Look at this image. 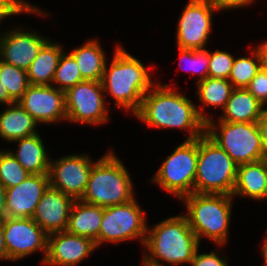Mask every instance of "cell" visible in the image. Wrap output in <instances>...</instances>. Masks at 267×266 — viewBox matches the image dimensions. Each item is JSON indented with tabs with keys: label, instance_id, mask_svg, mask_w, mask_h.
Returning a JSON list of instances; mask_svg holds the SVG:
<instances>
[{
	"label": "cell",
	"instance_id": "obj_1",
	"mask_svg": "<svg viewBox=\"0 0 267 266\" xmlns=\"http://www.w3.org/2000/svg\"><path fill=\"white\" fill-rule=\"evenodd\" d=\"M133 116L149 128L187 131L184 140L198 139L205 133L206 123L198 115L196 104L171 84L157 81Z\"/></svg>",
	"mask_w": 267,
	"mask_h": 266
},
{
	"label": "cell",
	"instance_id": "obj_2",
	"mask_svg": "<svg viewBox=\"0 0 267 266\" xmlns=\"http://www.w3.org/2000/svg\"><path fill=\"white\" fill-rule=\"evenodd\" d=\"M200 243L183 214L168 217L147 226L142 266L190 265Z\"/></svg>",
	"mask_w": 267,
	"mask_h": 266
},
{
	"label": "cell",
	"instance_id": "obj_3",
	"mask_svg": "<svg viewBox=\"0 0 267 266\" xmlns=\"http://www.w3.org/2000/svg\"><path fill=\"white\" fill-rule=\"evenodd\" d=\"M110 66L105 65L102 85L117 108L133 115L139 110L144 95L157 83L152 81L145 65L126 51L122 44L115 45Z\"/></svg>",
	"mask_w": 267,
	"mask_h": 266
},
{
	"label": "cell",
	"instance_id": "obj_4",
	"mask_svg": "<svg viewBox=\"0 0 267 266\" xmlns=\"http://www.w3.org/2000/svg\"><path fill=\"white\" fill-rule=\"evenodd\" d=\"M233 200L232 195L195 192L180 200L186 209L183 215L199 242L204 237L219 248L228 243Z\"/></svg>",
	"mask_w": 267,
	"mask_h": 266
},
{
	"label": "cell",
	"instance_id": "obj_5",
	"mask_svg": "<svg viewBox=\"0 0 267 266\" xmlns=\"http://www.w3.org/2000/svg\"><path fill=\"white\" fill-rule=\"evenodd\" d=\"M128 169L113 149L94 162L80 200L101 207L120 205L137 198Z\"/></svg>",
	"mask_w": 267,
	"mask_h": 266
},
{
	"label": "cell",
	"instance_id": "obj_6",
	"mask_svg": "<svg viewBox=\"0 0 267 266\" xmlns=\"http://www.w3.org/2000/svg\"><path fill=\"white\" fill-rule=\"evenodd\" d=\"M238 165L206 133L198 138L194 192L232 195Z\"/></svg>",
	"mask_w": 267,
	"mask_h": 266
},
{
	"label": "cell",
	"instance_id": "obj_7",
	"mask_svg": "<svg viewBox=\"0 0 267 266\" xmlns=\"http://www.w3.org/2000/svg\"><path fill=\"white\" fill-rule=\"evenodd\" d=\"M205 133L239 166L266 159L257 122L207 121Z\"/></svg>",
	"mask_w": 267,
	"mask_h": 266
},
{
	"label": "cell",
	"instance_id": "obj_8",
	"mask_svg": "<svg viewBox=\"0 0 267 266\" xmlns=\"http://www.w3.org/2000/svg\"><path fill=\"white\" fill-rule=\"evenodd\" d=\"M197 161L198 139L184 140L165 158L150 181L180 201L194 193Z\"/></svg>",
	"mask_w": 267,
	"mask_h": 266
},
{
	"label": "cell",
	"instance_id": "obj_9",
	"mask_svg": "<svg viewBox=\"0 0 267 266\" xmlns=\"http://www.w3.org/2000/svg\"><path fill=\"white\" fill-rule=\"evenodd\" d=\"M144 213L136 198L124 204L103 207L99 237L95 241L97 248L105 243L129 240H139L143 246L149 225Z\"/></svg>",
	"mask_w": 267,
	"mask_h": 266
},
{
	"label": "cell",
	"instance_id": "obj_10",
	"mask_svg": "<svg viewBox=\"0 0 267 266\" xmlns=\"http://www.w3.org/2000/svg\"><path fill=\"white\" fill-rule=\"evenodd\" d=\"M66 122L101 125L110 119L101 81L84 80L65 91Z\"/></svg>",
	"mask_w": 267,
	"mask_h": 266
},
{
	"label": "cell",
	"instance_id": "obj_11",
	"mask_svg": "<svg viewBox=\"0 0 267 266\" xmlns=\"http://www.w3.org/2000/svg\"><path fill=\"white\" fill-rule=\"evenodd\" d=\"M215 12L218 11L208 0H189L176 24V46L193 50L207 48Z\"/></svg>",
	"mask_w": 267,
	"mask_h": 266
},
{
	"label": "cell",
	"instance_id": "obj_12",
	"mask_svg": "<svg viewBox=\"0 0 267 266\" xmlns=\"http://www.w3.org/2000/svg\"><path fill=\"white\" fill-rule=\"evenodd\" d=\"M3 232L8 261L16 262L34 252H42L41 264L47 255L48 234L32 218H5Z\"/></svg>",
	"mask_w": 267,
	"mask_h": 266
},
{
	"label": "cell",
	"instance_id": "obj_13",
	"mask_svg": "<svg viewBox=\"0 0 267 266\" xmlns=\"http://www.w3.org/2000/svg\"><path fill=\"white\" fill-rule=\"evenodd\" d=\"M93 164L90 154H67L51 159L48 173L50 186L74 200H80L85 192Z\"/></svg>",
	"mask_w": 267,
	"mask_h": 266
},
{
	"label": "cell",
	"instance_id": "obj_14",
	"mask_svg": "<svg viewBox=\"0 0 267 266\" xmlns=\"http://www.w3.org/2000/svg\"><path fill=\"white\" fill-rule=\"evenodd\" d=\"M21 28L23 26H14L3 31L0 28V60L27 71L39 50L50 38L40 35L39 31Z\"/></svg>",
	"mask_w": 267,
	"mask_h": 266
},
{
	"label": "cell",
	"instance_id": "obj_15",
	"mask_svg": "<svg viewBox=\"0 0 267 266\" xmlns=\"http://www.w3.org/2000/svg\"><path fill=\"white\" fill-rule=\"evenodd\" d=\"M17 102L39 125L66 122L65 91L53 85H30Z\"/></svg>",
	"mask_w": 267,
	"mask_h": 266
},
{
	"label": "cell",
	"instance_id": "obj_16",
	"mask_svg": "<svg viewBox=\"0 0 267 266\" xmlns=\"http://www.w3.org/2000/svg\"><path fill=\"white\" fill-rule=\"evenodd\" d=\"M98 249L95 242L87 237L67 231L48 235L46 266H78Z\"/></svg>",
	"mask_w": 267,
	"mask_h": 266
},
{
	"label": "cell",
	"instance_id": "obj_17",
	"mask_svg": "<svg viewBox=\"0 0 267 266\" xmlns=\"http://www.w3.org/2000/svg\"><path fill=\"white\" fill-rule=\"evenodd\" d=\"M48 174H29L17 186L6 189V218H32L45 190Z\"/></svg>",
	"mask_w": 267,
	"mask_h": 266
},
{
	"label": "cell",
	"instance_id": "obj_18",
	"mask_svg": "<svg viewBox=\"0 0 267 266\" xmlns=\"http://www.w3.org/2000/svg\"><path fill=\"white\" fill-rule=\"evenodd\" d=\"M74 199L48 186L32 219L49 235L66 231Z\"/></svg>",
	"mask_w": 267,
	"mask_h": 266
},
{
	"label": "cell",
	"instance_id": "obj_19",
	"mask_svg": "<svg viewBox=\"0 0 267 266\" xmlns=\"http://www.w3.org/2000/svg\"><path fill=\"white\" fill-rule=\"evenodd\" d=\"M264 108L246 88H234L219 119L215 120L210 115L211 119L208 121L257 122Z\"/></svg>",
	"mask_w": 267,
	"mask_h": 266
},
{
	"label": "cell",
	"instance_id": "obj_20",
	"mask_svg": "<svg viewBox=\"0 0 267 266\" xmlns=\"http://www.w3.org/2000/svg\"><path fill=\"white\" fill-rule=\"evenodd\" d=\"M267 183V158L261 161L239 165L232 197H245L264 201Z\"/></svg>",
	"mask_w": 267,
	"mask_h": 266
},
{
	"label": "cell",
	"instance_id": "obj_21",
	"mask_svg": "<svg viewBox=\"0 0 267 266\" xmlns=\"http://www.w3.org/2000/svg\"><path fill=\"white\" fill-rule=\"evenodd\" d=\"M44 140L39 133L20 138L16 142L17 151L8 149L29 174H48L51 163L50 153L46 150Z\"/></svg>",
	"mask_w": 267,
	"mask_h": 266
},
{
	"label": "cell",
	"instance_id": "obj_22",
	"mask_svg": "<svg viewBox=\"0 0 267 266\" xmlns=\"http://www.w3.org/2000/svg\"><path fill=\"white\" fill-rule=\"evenodd\" d=\"M0 113V138L13 142L38 133V122L18 103L5 106Z\"/></svg>",
	"mask_w": 267,
	"mask_h": 266
},
{
	"label": "cell",
	"instance_id": "obj_23",
	"mask_svg": "<svg viewBox=\"0 0 267 266\" xmlns=\"http://www.w3.org/2000/svg\"><path fill=\"white\" fill-rule=\"evenodd\" d=\"M103 218V207L75 200L69 215L66 231L92 239L99 237L100 225Z\"/></svg>",
	"mask_w": 267,
	"mask_h": 266
},
{
	"label": "cell",
	"instance_id": "obj_24",
	"mask_svg": "<svg viewBox=\"0 0 267 266\" xmlns=\"http://www.w3.org/2000/svg\"><path fill=\"white\" fill-rule=\"evenodd\" d=\"M63 45L49 39L39 50L37 57L27 69L30 85H52Z\"/></svg>",
	"mask_w": 267,
	"mask_h": 266
},
{
	"label": "cell",
	"instance_id": "obj_25",
	"mask_svg": "<svg viewBox=\"0 0 267 266\" xmlns=\"http://www.w3.org/2000/svg\"><path fill=\"white\" fill-rule=\"evenodd\" d=\"M100 44L98 39H88L69 52L76 60L84 80L102 81L107 58Z\"/></svg>",
	"mask_w": 267,
	"mask_h": 266
},
{
	"label": "cell",
	"instance_id": "obj_26",
	"mask_svg": "<svg viewBox=\"0 0 267 266\" xmlns=\"http://www.w3.org/2000/svg\"><path fill=\"white\" fill-rule=\"evenodd\" d=\"M196 85V97L201 102L200 107L196 105L197 113L206 123L209 119H211V117H209L208 114L205 115L203 110L207 109V107L209 108L210 106L214 109L219 108L220 110H223L234 87L227 79L210 77L196 83Z\"/></svg>",
	"mask_w": 267,
	"mask_h": 266
},
{
	"label": "cell",
	"instance_id": "obj_27",
	"mask_svg": "<svg viewBox=\"0 0 267 266\" xmlns=\"http://www.w3.org/2000/svg\"><path fill=\"white\" fill-rule=\"evenodd\" d=\"M251 56L235 57L228 80L234 88H247L252 78L263 66L257 47L251 49Z\"/></svg>",
	"mask_w": 267,
	"mask_h": 266
},
{
	"label": "cell",
	"instance_id": "obj_28",
	"mask_svg": "<svg viewBox=\"0 0 267 266\" xmlns=\"http://www.w3.org/2000/svg\"><path fill=\"white\" fill-rule=\"evenodd\" d=\"M177 50L180 67L193 75L199 76L196 83L208 77L210 56L207 48L193 50L177 47Z\"/></svg>",
	"mask_w": 267,
	"mask_h": 266
},
{
	"label": "cell",
	"instance_id": "obj_29",
	"mask_svg": "<svg viewBox=\"0 0 267 266\" xmlns=\"http://www.w3.org/2000/svg\"><path fill=\"white\" fill-rule=\"evenodd\" d=\"M0 80L9 96L17 102L30 86L27 71L0 60Z\"/></svg>",
	"mask_w": 267,
	"mask_h": 266
},
{
	"label": "cell",
	"instance_id": "obj_30",
	"mask_svg": "<svg viewBox=\"0 0 267 266\" xmlns=\"http://www.w3.org/2000/svg\"><path fill=\"white\" fill-rule=\"evenodd\" d=\"M84 81L78 64L70 53H62L56 68L52 85L62 91Z\"/></svg>",
	"mask_w": 267,
	"mask_h": 266
},
{
	"label": "cell",
	"instance_id": "obj_31",
	"mask_svg": "<svg viewBox=\"0 0 267 266\" xmlns=\"http://www.w3.org/2000/svg\"><path fill=\"white\" fill-rule=\"evenodd\" d=\"M3 150L0 149V183L7 189L23 182L29 173L8 149Z\"/></svg>",
	"mask_w": 267,
	"mask_h": 266
},
{
	"label": "cell",
	"instance_id": "obj_32",
	"mask_svg": "<svg viewBox=\"0 0 267 266\" xmlns=\"http://www.w3.org/2000/svg\"><path fill=\"white\" fill-rule=\"evenodd\" d=\"M34 14L41 15L44 17L48 16V13L40 7L35 6L34 4L27 2L26 0H0V24L6 18L16 16L19 14ZM1 26V25H0Z\"/></svg>",
	"mask_w": 267,
	"mask_h": 266
},
{
	"label": "cell",
	"instance_id": "obj_33",
	"mask_svg": "<svg viewBox=\"0 0 267 266\" xmlns=\"http://www.w3.org/2000/svg\"><path fill=\"white\" fill-rule=\"evenodd\" d=\"M209 56L208 77L228 80L235 59L233 54L225 50L221 51L217 49L212 53L209 51Z\"/></svg>",
	"mask_w": 267,
	"mask_h": 266
},
{
	"label": "cell",
	"instance_id": "obj_34",
	"mask_svg": "<svg viewBox=\"0 0 267 266\" xmlns=\"http://www.w3.org/2000/svg\"><path fill=\"white\" fill-rule=\"evenodd\" d=\"M264 107L267 106V68L261 67L246 88Z\"/></svg>",
	"mask_w": 267,
	"mask_h": 266
},
{
	"label": "cell",
	"instance_id": "obj_35",
	"mask_svg": "<svg viewBox=\"0 0 267 266\" xmlns=\"http://www.w3.org/2000/svg\"><path fill=\"white\" fill-rule=\"evenodd\" d=\"M219 251H211L210 253H199L196 251L190 266H229L227 257H222Z\"/></svg>",
	"mask_w": 267,
	"mask_h": 266
},
{
	"label": "cell",
	"instance_id": "obj_36",
	"mask_svg": "<svg viewBox=\"0 0 267 266\" xmlns=\"http://www.w3.org/2000/svg\"><path fill=\"white\" fill-rule=\"evenodd\" d=\"M210 4L219 12L223 10H234L246 8L254 4L256 0H208Z\"/></svg>",
	"mask_w": 267,
	"mask_h": 266
},
{
	"label": "cell",
	"instance_id": "obj_37",
	"mask_svg": "<svg viewBox=\"0 0 267 266\" xmlns=\"http://www.w3.org/2000/svg\"><path fill=\"white\" fill-rule=\"evenodd\" d=\"M257 126L260 132L262 146L267 157V108L266 107L264 108V112L262 113L261 117L257 121Z\"/></svg>",
	"mask_w": 267,
	"mask_h": 266
},
{
	"label": "cell",
	"instance_id": "obj_38",
	"mask_svg": "<svg viewBox=\"0 0 267 266\" xmlns=\"http://www.w3.org/2000/svg\"><path fill=\"white\" fill-rule=\"evenodd\" d=\"M6 218V188L0 183V221Z\"/></svg>",
	"mask_w": 267,
	"mask_h": 266
},
{
	"label": "cell",
	"instance_id": "obj_39",
	"mask_svg": "<svg viewBox=\"0 0 267 266\" xmlns=\"http://www.w3.org/2000/svg\"><path fill=\"white\" fill-rule=\"evenodd\" d=\"M8 261V254L3 232V221H0V261Z\"/></svg>",
	"mask_w": 267,
	"mask_h": 266
},
{
	"label": "cell",
	"instance_id": "obj_40",
	"mask_svg": "<svg viewBox=\"0 0 267 266\" xmlns=\"http://www.w3.org/2000/svg\"><path fill=\"white\" fill-rule=\"evenodd\" d=\"M15 101L9 96L5 86H3L2 81L0 80V104H12Z\"/></svg>",
	"mask_w": 267,
	"mask_h": 266
},
{
	"label": "cell",
	"instance_id": "obj_41",
	"mask_svg": "<svg viewBox=\"0 0 267 266\" xmlns=\"http://www.w3.org/2000/svg\"><path fill=\"white\" fill-rule=\"evenodd\" d=\"M261 54L263 67L267 68V41L261 42L256 46Z\"/></svg>",
	"mask_w": 267,
	"mask_h": 266
},
{
	"label": "cell",
	"instance_id": "obj_42",
	"mask_svg": "<svg viewBox=\"0 0 267 266\" xmlns=\"http://www.w3.org/2000/svg\"><path fill=\"white\" fill-rule=\"evenodd\" d=\"M261 254L264 260V264H262L261 266H267V235L263 242V245L261 246Z\"/></svg>",
	"mask_w": 267,
	"mask_h": 266
},
{
	"label": "cell",
	"instance_id": "obj_43",
	"mask_svg": "<svg viewBox=\"0 0 267 266\" xmlns=\"http://www.w3.org/2000/svg\"><path fill=\"white\" fill-rule=\"evenodd\" d=\"M264 200L267 201V183L265 187Z\"/></svg>",
	"mask_w": 267,
	"mask_h": 266
}]
</instances>
